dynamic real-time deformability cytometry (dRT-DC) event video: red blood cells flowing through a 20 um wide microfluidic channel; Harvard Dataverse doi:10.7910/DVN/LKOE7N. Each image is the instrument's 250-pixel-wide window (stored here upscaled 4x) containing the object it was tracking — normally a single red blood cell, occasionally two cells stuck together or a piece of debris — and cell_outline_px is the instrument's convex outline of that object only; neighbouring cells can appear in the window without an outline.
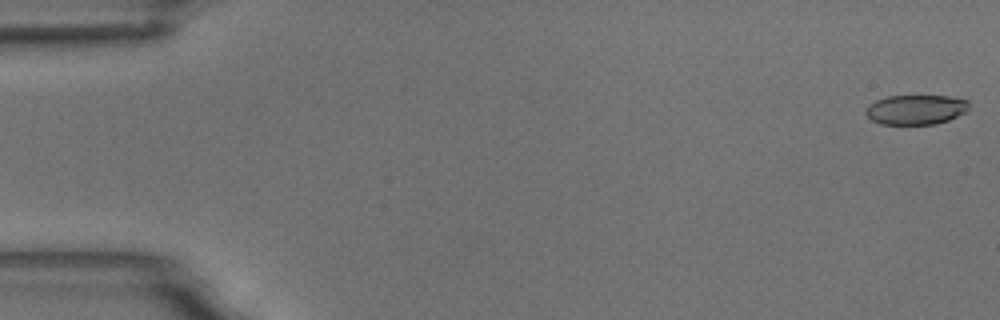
{"species": "common noctule bat (a hibernating species)", "species_latin": "Nyctalus noctula", "temperature_condition": "room temperature", "stored_images_in_passage": 6, "camera_frame_rate_fps": 3000, "um_per_image_px": 0.085, "animal": {"sex": "male", "body_mass_g": 18.8}, "frame": {"image": 1, "passage_image": 1, "time_ms": 0.0, "image_size_px": [1000, 320], "cell_outline_px": [[968, 108], [964, 112], [948, 120], [936, 124], [880, 124], [872, 120], [864, 112], [868, 104], [876, 100], [888, 96], [948, 96], [968, 100]], "centroid_in_image_um": [77.81, 9.31], "position_along_channel_um": 7.2, "area_um2": 17.8}}